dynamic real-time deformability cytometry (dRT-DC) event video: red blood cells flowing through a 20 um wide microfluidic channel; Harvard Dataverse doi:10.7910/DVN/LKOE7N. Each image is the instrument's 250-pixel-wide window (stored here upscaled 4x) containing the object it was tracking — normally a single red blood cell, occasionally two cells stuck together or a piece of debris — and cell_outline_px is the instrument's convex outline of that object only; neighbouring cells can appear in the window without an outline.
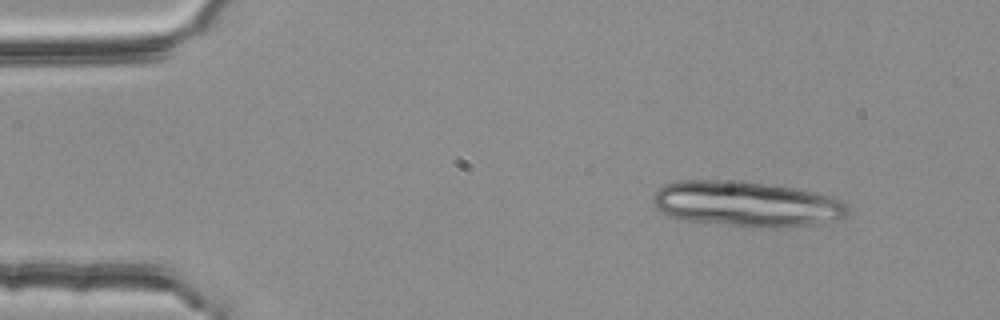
{"species": "common noctule bat (a hibernating species)", "species_latin": "Nyctalus noctula", "temperature_condition": "room temperature", "stored_images_in_passage": 4, "camera_frame_rate_fps": 3000, "um_per_image_px": 0.085, "animal": {"sex": "female", "body_mass_g": 25.1}, "frame": {"image": 1, "passage_image": 1, "time_ms": 0.0, "image_size_px": [1000, 320], "cell_outline_px": [[848, 212], [840, 220], [812, 224], [780, 228], [752, 228], [676, 220], [660, 212], [656, 208], [652, 200], [652, 196], [664, 184], [676, 180], [740, 180], [780, 184], [828, 196], [840, 200], [848, 208]], "centroid_in_image_um": [63.38, 17.34], "position_along_channel_um": 21.6, "area_um2": 52.77}}